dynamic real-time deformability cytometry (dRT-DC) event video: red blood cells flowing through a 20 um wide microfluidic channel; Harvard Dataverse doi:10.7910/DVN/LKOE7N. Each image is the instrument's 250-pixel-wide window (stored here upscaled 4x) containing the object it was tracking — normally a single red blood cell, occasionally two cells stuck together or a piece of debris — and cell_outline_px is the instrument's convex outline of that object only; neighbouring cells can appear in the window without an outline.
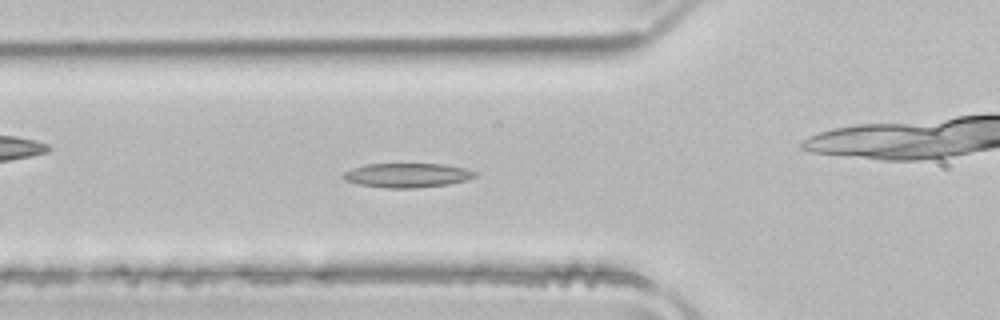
{"species": "common noctule bat (a hibernating species)", "species_latin": "Nyctalus noctula", "temperature_condition": "room temperature", "stored_images_in_passage": 51, "camera_frame_rate_fps": 3000, "um_per_image_px": 0.085, "animal": {"sex": "male", "body_mass_g": 21.5, "forearm_length_mm": 52.0}, "frame": {"image": 1, "passage_image": 17, "time_ms": 5.333, "image_size_px": [1000, 320], "cell_outline_px": [[476, 176], [468, 180], [448, 184], [416, 188], [384, 188], [360, 184], [344, 180], [340, 176], [344, 172], [352, 168], [364, 164], [444, 164], [464, 168], [476, 172]], "centroid_in_image_um": [34.59, 14.9], "position_along_channel_um": 91.2, "area_um2": 18.73}}
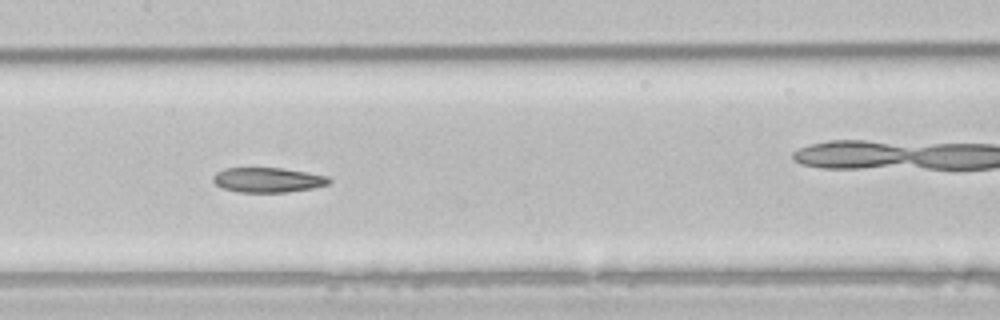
{"frame": {"image": 2, "passage_image": 24, "time_ms": 7.667, "image_size_px": [1000, 320], "cell_outline_px": [[332, 180], [328, 184], [312, 188], [284, 192], [240, 192], [220, 188], [212, 180], [212, 176], [216, 172], [224, 168], [280, 168], [328, 176]], "centroid_in_image_um": [22.71, 15.29], "position_along_channel_um": 184.7, "area_um2": 16.7}}
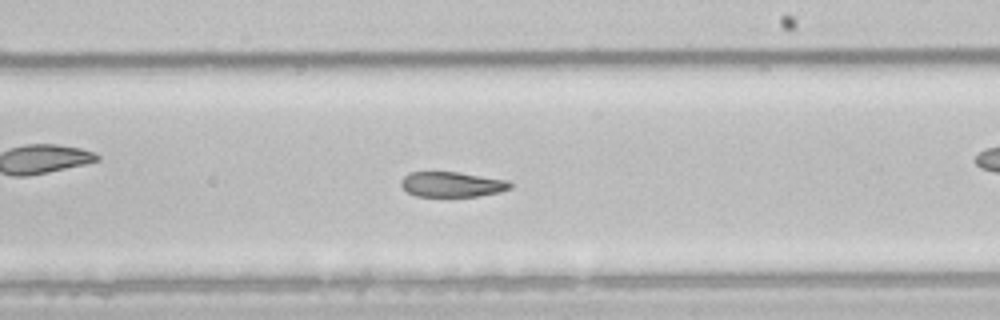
{"frame": {"image": 3, "passage_image": 29, "time_ms": 9.333, "image_size_px": [1000, 320], "cell_outline_px": [[512, 188], [500, 192], [476, 196], [416, 196], [408, 192], [400, 184], [400, 180], [408, 172], [456, 172], [508, 180], [512, 184]], "centroid_in_image_um": [38.42, 15.67], "position_along_channel_um": 250.6, "area_um2": 15.95}, "authors_computed_cell_mechanics": {"area_um2": 20.23, "velocity_mm_per_s": 3.9678, "shape_relaxation_time_tau1_ms": null, "shape_relaxation_time_tau2_ms": 8.3555, "deformation_change_tau1": null, "deformation_change_tau2": 0.1732}}